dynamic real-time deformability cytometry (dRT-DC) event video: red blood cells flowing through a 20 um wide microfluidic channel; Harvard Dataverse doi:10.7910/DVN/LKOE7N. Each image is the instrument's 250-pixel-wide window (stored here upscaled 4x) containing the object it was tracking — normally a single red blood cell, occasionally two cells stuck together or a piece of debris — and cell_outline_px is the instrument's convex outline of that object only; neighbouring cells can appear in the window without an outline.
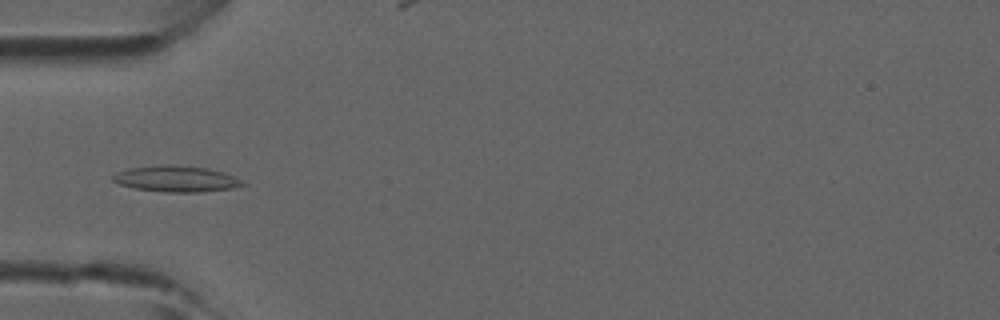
{"species": "common noctule bat (a hibernating species)", "species_latin": "Nyctalus noctula", "temperature_condition": "room temperature", "stored_images_in_passage": 46, "camera_frame_rate_fps": 3000, "um_per_image_px": 0.085, "animal": {"sex": "male", "forearm_length_mm": 52.5}, "frame": {"image": 1, "passage_image": 14, "time_ms": 4.333, "image_size_px": [1000, 320], "cell_outline_px": [[248, 184], [232, 188], [200, 192], [164, 192], [132, 188], [120, 184], [112, 180], [112, 176], [116, 172], [128, 168], [160, 164], [172, 164], [208, 168], [224, 172]], "centroid_in_image_um": [14.94, 15.19], "position_along_channel_um": 70.1, "area_um2": 19.88}}